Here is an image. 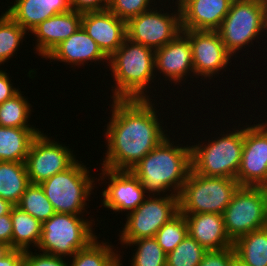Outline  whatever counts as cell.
Wrapping results in <instances>:
<instances>
[{
  "label": "cell",
  "mask_w": 267,
  "mask_h": 266,
  "mask_svg": "<svg viewBox=\"0 0 267 266\" xmlns=\"http://www.w3.org/2000/svg\"><path fill=\"white\" fill-rule=\"evenodd\" d=\"M122 246H136L132 260H129L131 266H166L167 255L158 244L155 237L140 238L129 243H121Z\"/></svg>",
  "instance_id": "obj_30"
},
{
  "label": "cell",
  "mask_w": 267,
  "mask_h": 266,
  "mask_svg": "<svg viewBox=\"0 0 267 266\" xmlns=\"http://www.w3.org/2000/svg\"><path fill=\"white\" fill-rule=\"evenodd\" d=\"M189 38L195 77L212 79L226 71L233 57L224 46L217 31L182 30ZM218 74V75H217Z\"/></svg>",
  "instance_id": "obj_14"
},
{
  "label": "cell",
  "mask_w": 267,
  "mask_h": 266,
  "mask_svg": "<svg viewBox=\"0 0 267 266\" xmlns=\"http://www.w3.org/2000/svg\"><path fill=\"white\" fill-rule=\"evenodd\" d=\"M267 0H233L229 12L216 30L227 51L236 54L245 46L251 47L256 39L266 36ZM254 40V41H253ZM253 42V43H252ZM235 55V56H234Z\"/></svg>",
  "instance_id": "obj_6"
},
{
  "label": "cell",
  "mask_w": 267,
  "mask_h": 266,
  "mask_svg": "<svg viewBox=\"0 0 267 266\" xmlns=\"http://www.w3.org/2000/svg\"><path fill=\"white\" fill-rule=\"evenodd\" d=\"M13 204H11L9 201L4 200L0 197V216L10 214L11 209L13 208Z\"/></svg>",
  "instance_id": "obj_41"
},
{
  "label": "cell",
  "mask_w": 267,
  "mask_h": 266,
  "mask_svg": "<svg viewBox=\"0 0 267 266\" xmlns=\"http://www.w3.org/2000/svg\"><path fill=\"white\" fill-rule=\"evenodd\" d=\"M83 215L55 213L42 223V232L37 251L59 257L71 258L78 250L87 247L97 233L92 220Z\"/></svg>",
  "instance_id": "obj_7"
},
{
  "label": "cell",
  "mask_w": 267,
  "mask_h": 266,
  "mask_svg": "<svg viewBox=\"0 0 267 266\" xmlns=\"http://www.w3.org/2000/svg\"><path fill=\"white\" fill-rule=\"evenodd\" d=\"M38 129L0 126V161L25 162L32 140L41 132Z\"/></svg>",
  "instance_id": "obj_23"
},
{
  "label": "cell",
  "mask_w": 267,
  "mask_h": 266,
  "mask_svg": "<svg viewBox=\"0 0 267 266\" xmlns=\"http://www.w3.org/2000/svg\"><path fill=\"white\" fill-rule=\"evenodd\" d=\"M21 90L12 98L0 104V126L2 127H36L30 125L32 106Z\"/></svg>",
  "instance_id": "obj_28"
},
{
  "label": "cell",
  "mask_w": 267,
  "mask_h": 266,
  "mask_svg": "<svg viewBox=\"0 0 267 266\" xmlns=\"http://www.w3.org/2000/svg\"><path fill=\"white\" fill-rule=\"evenodd\" d=\"M11 248L0 242V258L3 257Z\"/></svg>",
  "instance_id": "obj_42"
},
{
  "label": "cell",
  "mask_w": 267,
  "mask_h": 266,
  "mask_svg": "<svg viewBox=\"0 0 267 266\" xmlns=\"http://www.w3.org/2000/svg\"><path fill=\"white\" fill-rule=\"evenodd\" d=\"M239 187L236 179L201 176L191 170L178 195L179 212L223 215Z\"/></svg>",
  "instance_id": "obj_8"
},
{
  "label": "cell",
  "mask_w": 267,
  "mask_h": 266,
  "mask_svg": "<svg viewBox=\"0 0 267 266\" xmlns=\"http://www.w3.org/2000/svg\"><path fill=\"white\" fill-rule=\"evenodd\" d=\"M233 0H177L182 30L216 31Z\"/></svg>",
  "instance_id": "obj_19"
},
{
  "label": "cell",
  "mask_w": 267,
  "mask_h": 266,
  "mask_svg": "<svg viewBox=\"0 0 267 266\" xmlns=\"http://www.w3.org/2000/svg\"><path fill=\"white\" fill-rule=\"evenodd\" d=\"M24 251V266H69L68 258L55 256L48 253ZM67 261V262H66Z\"/></svg>",
  "instance_id": "obj_35"
},
{
  "label": "cell",
  "mask_w": 267,
  "mask_h": 266,
  "mask_svg": "<svg viewBox=\"0 0 267 266\" xmlns=\"http://www.w3.org/2000/svg\"><path fill=\"white\" fill-rule=\"evenodd\" d=\"M151 99H112V116L104 131L105 158L102 167L131 170L167 136L164 122ZM160 117V119L158 118ZM163 124V125H162Z\"/></svg>",
  "instance_id": "obj_1"
},
{
  "label": "cell",
  "mask_w": 267,
  "mask_h": 266,
  "mask_svg": "<svg viewBox=\"0 0 267 266\" xmlns=\"http://www.w3.org/2000/svg\"><path fill=\"white\" fill-rule=\"evenodd\" d=\"M20 88H15L9 74L0 69V104L17 94Z\"/></svg>",
  "instance_id": "obj_38"
},
{
  "label": "cell",
  "mask_w": 267,
  "mask_h": 266,
  "mask_svg": "<svg viewBox=\"0 0 267 266\" xmlns=\"http://www.w3.org/2000/svg\"><path fill=\"white\" fill-rule=\"evenodd\" d=\"M13 225L10 214L0 216V242L12 249Z\"/></svg>",
  "instance_id": "obj_39"
},
{
  "label": "cell",
  "mask_w": 267,
  "mask_h": 266,
  "mask_svg": "<svg viewBox=\"0 0 267 266\" xmlns=\"http://www.w3.org/2000/svg\"><path fill=\"white\" fill-rule=\"evenodd\" d=\"M154 61L153 49L125 38L108 58L110 75L115 82L111 86V98L150 99L147 89H151L149 85L156 79Z\"/></svg>",
  "instance_id": "obj_3"
},
{
  "label": "cell",
  "mask_w": 267,
  "mask_h": 266,
  "mask_svg": "<svg viewBox=\"0 0 267 266\" xmlns=\"http://www.w3.org/2000/svg\"><path fill=\"white\" fill-rule=\"evenodd\" d=\"M100 241L97 237L87 247L78 250L68 259L69 266H114L120 260L121 252L117 254L115 246L109 241Z\"/></svg>",
  "instance_id": "obj_27"
},
{
  "label": "cell",
  "mask_w": 267,
  "mask_h": 266,
  "mask_svg": "<svg viewBox=\"0 0 267 266\" xmlns=\"http://www.w3.org/2000/svg\"><path fill=\"white\" fill-rule=\"evenodd\" d=\"M121 256L123 255H120V260L114 266H123V263H122L123 260H121L123 257Z\"/></svg>",
  "instance_id": "obj_45"
},
{
  "label": "cell",
  "mask_w": 267,
  "mask_h": 266,
  "mask_svg": "<svg viewBox=\"0 0 267 266\" xmlns=\"http://www.w3.org/2000/svg\"><path fill=\"white\" fill-rule=\"evenodd\" d=\"M207 250L189 235L167 254L166 266H198Z\"/></svg>",
  "instance_id": "obj_33"
},
{
  "label": "cell",
  "mask_w": 267,
  "mask_h": 266,
  "mask_svg": "<svg viewBox=\"0 0 267 266\" xmlns=\"http://www.w3.org/2000/svg\"><path fill=\"white\" fill-rule=\"evenodd\" d=\"M81 22L82 13L72 9L41 22L30 32L37 41H35V53L41 58H46L58 44L81 27Z\"/></svg>",
  "instance_id": "obj_18"
},
{
  "label": "cell",
  "mask_w": 267,
  "mask_h": 266,
  "mask_svg": "<svg viewBox=\"0 0 267 266\" xmlns=\"http://www.w3.org/2000/svg\"><path fill=\"white\" fill-rule=\"evenodd\" d=\"M45 59L50 62L57 60L56 62H63L74 68L77 65L84 66L88 62H94L96 65L97 62H103L102 65L106 62V67L108 66V57L82 27L58 44Z\"/></svg>",
  "instance_id": "obj_20"
},
{
  "label": "cell",
  "mask_w": 267,
  "mask_h": 266,
  "mask_svg": "<svg viewBox=\"0 0 267 266\" xmlns=\"http://www.w3.org/2000/svg\"><path fill=\"white\" fill-rule=\"evenodd\" d=\"M40 132L31 142L25 160L30 183L40 184L55 174L69 168L77 159L69 146Z\"/></svg>",
  "instance_id": "obj_12"
},
{
  "label": "cell",
  "mask_w": 267,
  "mask_h": 266,
  "mask_svg": "<svg viewBox=\"0 0 267 266\" xmlns=\"http://www.w3.org/2000/svg\"><path fill=\"white\" fill-rule=\"evenodd\" d=\"M235 256L234 247L219 251H207L198 266H231Z\"/></svg>",
  "instance_id": "obj_36"
},
{
  "label": "cell",
  "mask_w": 267,
  "mask_h": 266,
  "mask_svg": "<svg viewBox=\"0 0 267 266\" xmlns=\"http://www.w3.org/2000/svg\"><path fill=\"white\" fill-rule=\"evenodd\" d=\"M245 125L244 146L236 180L240 186L262 187L267 185V120Z\"/></svg>",
  "instance_id": "obj_13"
},
{
  "label": "cell",
  "mask_w": 267,
  "mask_h": 266,
  "mask_svg": "<svg viewBox=\"0 0 267 266\" xmlns=\"http://www.w3.org/2000/svg\"><path fill=\"white\" fill-rule=\"evenodd\" d=\"M224 227L234 243L239 237L267 226L263 187L240 186L223 213Z\"/></svg>",
  "instance_id": "obj_9"
},
{
  "label": "cell",
  "mask_w": 267,
  "mask_h": 266,
  "mask_svg": "<svg viewBox=\"0 0 267 266\" xmlns=\"http://www.w3.org/2000/svg\"><path fill=\"white\" fill-rule=\"evenodd\" d=\"M76 160L66 170L40 183L45 196L56 213L82 215L87 211V201L94 193L95 177L89 174V167ZM94 185V186H93Z\"/></svg>",
  "instance_id": "obj_5"
},
{
  "label": "cell",
  "mask_w": 267,
  "mask_h": 266,
  "mask_svg": "<svg viewBox=\"0 0 267 266\" xmlns=\"http://www.w3.org/2000/svg\"><path fill=\"white\" fill-rule=\"evenodd\" d=\"M191 145V170L201 176L236 179L244 146V126ZM224 133V134H223Z\"/></svg>",
  "instance_id": "obj_4"
},
{
  "label": "cell",
  "mask_w": 267,
  "mask_h": 266,
  "mask_svg": "<svg viewBox=\"0 0 267 266\" xmlns=\"http://www.w3.org/2000/svg\"><path fill=\"white\" fill-rule=\"evenodd\" d=\"M10 216L13 225L12 249L28 251L32 250V247L37 248L41 238L42 223L17 205L11 209Z\"/></svg>",
  "instance_id": "obj_24"
},
{
  "label": "cell",
  "mask_w": 267,
  "mask_h": 266,
  "mask_svg": "<svg viewBox=\"0 0 267 266\" xmlns=\"http://www.w3.org/2000/svg\"><path fill=\"white\" fill-rule=\"evenodd\" d=\"M29 34L16 23L6 12L0 16V66L15 56L20 43Z\"/></svg>",
  "instance_id": "obj_29"
},
{
  "label": "cell",
  "mask_w": 267,
  "mask_h": 266,
  "mask_svg": "<svg viewBox=\"0 0 267 266\" xmlns=\"http://www.w3.org/2000/svg\"><path fill=\"white\" fill-rule=\"evenodd\" d=\"M154 63L155 75L163 74L162 77L165 78L163 80H169L168 82L174 85H180V83L184 85L185 80H188L187 77L191 75L195 77L190 41L183 32L155 50Z\"/></svg>",
  "instance_id": "obj_16"
},
{
  "label": "cell",
  "mask_w": 267,
  "mask_h": 266,
  "mask_svg": "<svg viewBox=\"0 0 267 266\" xmlns=\"http://www.w3.org/2000/svg\"><path fill=\"white\" fill-rule=\"evenodd\" d=\"M81 27L108 58L126 38V22L108 9L83 13Z\"/></svg>",
  "instance_id": "obj_17"
},
{
  "label": "cell",
  "mask_w": 267,
  "mask_h": 266,
  "mask_svg": "<svg viewBox=\"0 0 267 266\" xmlns=\"http://www.w3.org/2000/svg\"><path fill=\"white\" fill-rule=\"evenodd\" d=\"M231 266H248L242 260H240L237 256H235L231 262Z\"/></svg>",
  "instance_id": "obj_43"
},
{
  "label": "cell",
  "mask_w": 267,
  "mask_h": 266,
  "mask_svg": "<svg viewBox=\"0 0 267 266\" xmlns=\"http://www.w3.org/2000/svg\"><path fill=\"white\" fill-rule=\"evenodd\" d=\"M188 235L207 251H219L233 247L228 237L223 215L217 213L184 214Z\"/></svg>",
  "instance_id": "obj_21"
},
{
  "label": "cell",
  "mask_w": 267,
  "mask_h": 266,
  "mask_svg": "<svg viewBox=\"0 0 267 266\" xmlns=\"http://www.w3.org/2000/svg\"><path fill=\"white\" fill-rule=\"evenodd\" d=\"M109 0H71V9L79 13L106 10Z\"/></svg>",
  "instance_id": "obj_37"
},
{
  "label": "cell",
  "mask_w": 267,
  "mask_h": 266,
  "mask_svg": "<svg viewBox=\"0 0 267 266\" xmlns=\"http://www.w3.org/2000/svg\"><path fill=\"white\" fill-rule=\"evenodd\" d=\"M173 140L167 136L130 170L149 195L178 196L191 171L190 145Z\"/></svg>",
  "instance_id": "obj_2"
},
{
  "label": "cell",
  "mask_w": 267,
  "mask_h": 266,
  "mask_svg": "<svg viewBox=\"0 0 267 266\" xmlns=\"http://www.w3.org/2000/svg\"><path fill=\"white\" fill-rule=\"evenodd\" d=\"M0 266H24V251L10 249L0 258Z\"/></svg>",
  "instance_id": "obj_40"
},
{
  "label": "cell",
  "mask_w": 267,
  "mask_h": 266,
  "mask_svg": "<svg viewBox=\"0 0 267 266\" xmlns=\"http://www.w3.org/2000/svg\"><path fill=\"white\" fill-rule=\"evenodd\" d=\"M154 2V3H153ZM156 3V4H155ZM157 5L156 0H109L108 10L127 22Z\"/></svg>",
  "instance_id": "obj_34"
},
{
  "label": "cell",
  "mask_w": 267,
  "mask_h": 266,
  "mask_svg": "<svg viewBox=\"0 0 267 266\" xmlns=\"http://www.w3.org/2000/svg\"><path fill=\"white\" fill-rule=\"evenodd\" d=\"M5 12L28 33L46 19L71 10V0H15Z\"/></svg>",
  "instance_id": "obj_22"
},
{
  "label": "cell",
  "mask_w": 267,
  "mask_h": 266,
  "mask_svg": "<svg viewBox=\"0 0 267 266\" xmlns=\"http://www.w3.org/2000/svg\"><path fill=\"white\" fill-rule=\"evenodd\" d=\"M100 178L96 182L108 179V187L104 188L101 195V205L111 211L130 212L137 209L146 198L145 190L139 179L130 170H112L101 167ZM106 179V180H105Z\"/></svg>",
  "instance_id": "obj_15"
},
{
  "label": "cell",
  "mask_w": 267,
  "mask_h": 266,
  "mask_svg": "<svg viewBox=\"0 0 267 266\" xmlns=\"http://www.w3.org/2000/svg\"><path fill=\"white\" fill-rule=\"evenodd\" d=\"M188 236L184 214L178 212L156 233L155 238L166 255L172 252Z\"/></svg>",
  "instance_id": "obj_32"
},
{
  "label": "cell",
  "mask_w": 267,
  "mask_h": 266,
  "mask_svg": "<svg viewBox=\"0 0 267 266\" xmlns=\"http://www.w3.org/2000/svg\"><path fill=\"white\" fill-rule=\"evenodd\" d=\"M162 196L147 195L137 209L126 214V223L119 231L120 243L155 237L158 230L179 212L178 196Z\"/></svg>",
  "instance_id": "obj_10"
},
{
  "label": "cell",
  "mask_w": 267,
  "mask_h": 266,
  "mask_svg": "<svg viewBox=\"0 0 267 266\" xmlns=\"http://www.w3.org/2000/svg\"><path fill=\"white\" fill-rule=\"evenodd\" d=\"M173 13L155 6L126 22V38L154 51L173 40L180 32L181 11L177 0ZM161 9V10H160ZM163 11V13H162Z\"/></svg>",
  "instance_id": "obj_11"
},
{
  "label": "cell",
  "mask_w": 267,
  "mask_h": 266,
  "mask_svg": "<svg viewBox=\"0 0 267 266\" xmlns=\"http://www.w3.org/2000/svg\"><path fill=\"white\" fill-rule=\"evenodd\" d=\"M30 184L25 162L0 161V197L18 205Z\"/></svg>",
  "instance_id": "obj_25"
},
{
  "label": "cell",
  "mask_w": 267,
  "mask_h": 266,
  "mask_svg": "<svg viewBox=\"0 0 267 266\" xmlns=\"http://www.w3.org/2000/svg\"><path fill=\"white\" fill-rule=\"evenodd\" d=\"M233 247L246 265L267 266V226L239 237Z\"/></svg>",
  "instance_id": "obj_26"
},
{
  "label": "cell",
  "mask_w": 267,
  "mask_h": 266,
  "mask_svg": "<svg viewBox=\"0 0 267 266\" xmlns=\"http://www.w3.org/2000/svg\"><path fill=\"white\" fill-rule=\"evenodd\" d=\"M265 34H267V6H266Z\"/></svg>",
  "instance_id": "obj_46"
},
{
  "label": "cell",
  "mask_w": 267,
  "mask_h": 266,
  "mask_svg": "<svg viewBox=\"0 0 267 266\" xmlns=\"http://www.w3.org/2000/svg\"><path fill=\"white\" fill-rule=\"evenodd\" d=\"M263 187V194L265 197V206H266V217H267V185L262 186Z\"/></svg>",
  "instance_id": "obj_44"
},
{
  "label": "cell",
  "mask_w": 267,
  "mask_h": 266,
  "mask_svg": "<svg viewBox=\"0 0 267 266\" xmlns=\"http://www.w3.org/2000/svg\"><path fill=\"white\" fill-rule=\"evenodd\" d=\"M17 206L41 223L56 213L40 184L30 183Z\"/></svg>",
  "instance_id": "obj_31"
}]
</instances>
